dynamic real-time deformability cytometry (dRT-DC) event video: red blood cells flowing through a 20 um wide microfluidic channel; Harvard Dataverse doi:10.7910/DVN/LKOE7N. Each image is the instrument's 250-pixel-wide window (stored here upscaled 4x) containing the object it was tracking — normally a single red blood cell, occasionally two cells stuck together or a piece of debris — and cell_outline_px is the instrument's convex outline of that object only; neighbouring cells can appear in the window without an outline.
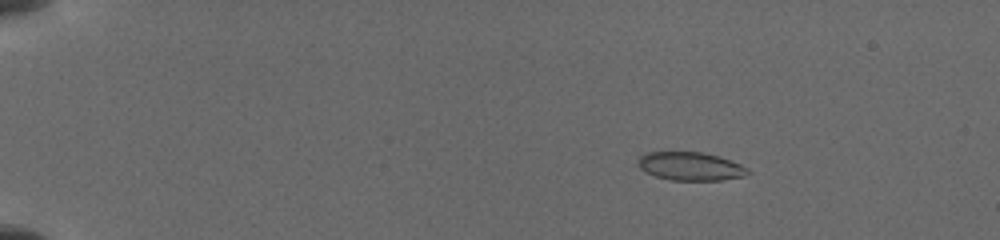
{"species": "common noctule bat (a hibernating species)", "species_latin": "Nyctalus noctula", "temperature_condition": "cold", "stored_images_in_passage": 32, "camera_frame_rate_fps": 3000, "um_per_image_px": 0.085, "animal": {"sex": "female", "body_mass_g": 19.5, "forearm_length_mm": 54.1}, "frame": {"image": 1, "passage_image": 13, "time_ms": 2.667, "image_size_px": [1000, 240], "cell_outline_px": [[752, 172], [744, 176], [720, 180], [672, 180], [656, 176], [644, 172], [640, 168], [640, 156], [648, 152], [700, 152], [716, 156], [740, 164]], "centroid_in_image_um": [58.69, 14.14], "position_along_channel_um": 26.3, "area_um2": 17.8}}
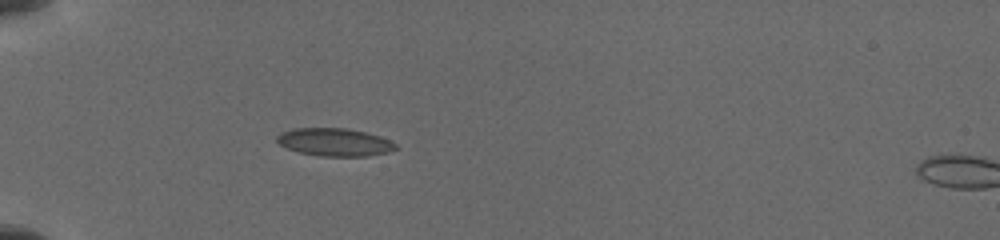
{"frame": {"image": 2, "passage_image": 29, "time_ms": 5.667, "image_size_px": [1000, 240], "cell_outline_px": [[396, 148], [388, 152], [368, 156], [320, 156], [300, 152], [288, 148], [280, 144], [276, 140], [276, 136], [280, 132], [296, 128], [344, 128], [364, 132], [380, 136], [396, 144]], "centroid_in_image_um": [28.42, 12.08], "position_along_channel_um": 56.6, "area_um2": 19.07}}